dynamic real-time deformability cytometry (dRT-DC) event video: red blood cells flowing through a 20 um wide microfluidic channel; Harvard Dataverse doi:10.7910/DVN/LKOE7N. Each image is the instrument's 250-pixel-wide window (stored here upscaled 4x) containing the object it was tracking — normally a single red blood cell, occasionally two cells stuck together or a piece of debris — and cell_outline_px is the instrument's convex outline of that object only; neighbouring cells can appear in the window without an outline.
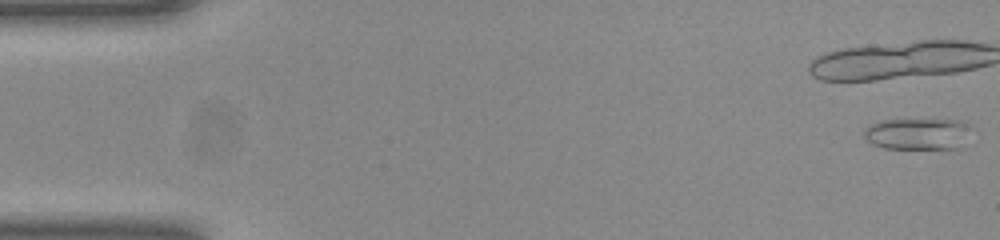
{"species": "common noctule bat (a hibernating species)", "species_latin": "Nyctalus noctula", "temperature_condition": "room temperature", "stored_images_in_passage": 16, "camera_frame_rate_fps": 3000, "um_per_image_px": 0.085, "animal": {"sex": "female", "body_mass_g": 23.0, "forearm_length_mm": 53.4}, "frame": {"image": 1, "passage_image": 1, "time_ms": 0.0, "image_size_px": [1000, 240], "cell_outline_px": [[968, 124], [964, 148], [884, 148], [872, 144], [864, 136], [864, 128], [868, 124], [880, 120], [960, 120]], "centroid_in_image_um": [77.96, 11.38], "position_along_channel_um": 7.0, "area_um2": 19.59}}